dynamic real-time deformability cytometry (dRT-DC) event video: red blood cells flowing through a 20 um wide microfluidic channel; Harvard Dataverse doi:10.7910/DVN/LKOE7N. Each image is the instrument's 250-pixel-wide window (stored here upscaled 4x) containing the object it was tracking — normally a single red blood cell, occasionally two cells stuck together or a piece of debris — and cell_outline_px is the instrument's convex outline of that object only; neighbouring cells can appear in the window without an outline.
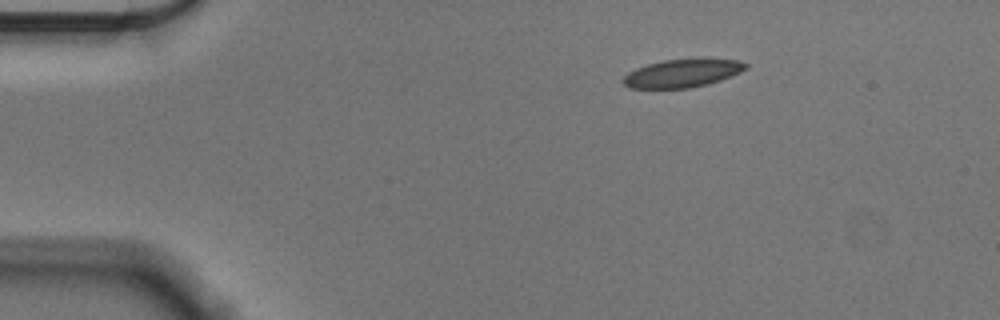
{"species": "Egyptian fruit bat (a non-hibernating species)", "species_latin": "Rousettus aegyptiacus", "temperature_condition": "cold", "stored_images_in_passage": 48, "camera_frame_rate_fps": 3000, "um_per_image_px": 0.085, "animal": {"sex": "male"}, "frame": {"image": 1, "passage_image": 1, "time_ms": 0.0, "image_size_px": [1000, 320], "cell_outline_px": [[748, 68], [740, 72], [720, 80], [708, 84], [688, 88], [628, 88], [620, 80], [628, 72], [636, 68], [648, 64], [664, 60], [700, 56], [736, 60], [748, 64]], "centroid_in_image_um": [58.02, 6.19], "position_along_channel_um": 27.0, "area_um2": 20.69}}
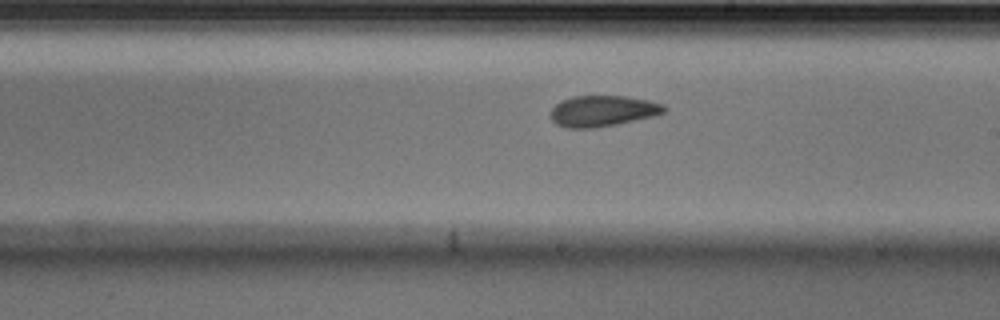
{"frame": {"image": 2, "passage_image": 24, "time_ms": 7.667, "image_size_px": [1000, 320], "cell_outline_px": [[668, 112], [656, 116], [616, 124], [592, 128], [564, 128], [556, 124], [552, 120], [552, 108], [560, 100], [572, 96], [624, 96], [648, 100], [664, 104], [668, 108]], "centroid_in_image_um": [51.27, 9.43], "position_along_channel_um": 237.7, "area_um2": 20.69}}
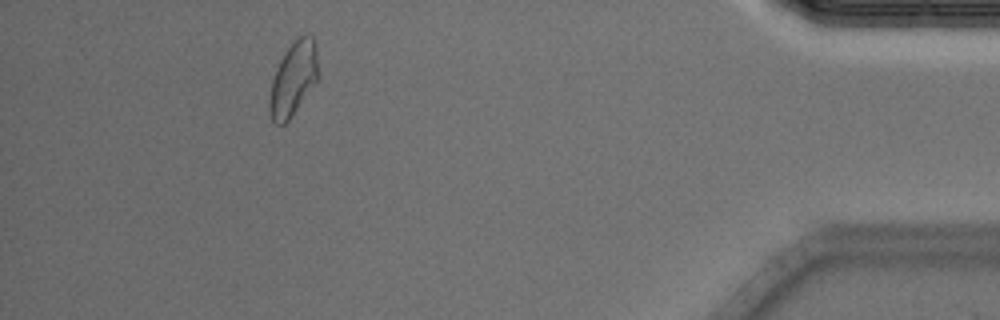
{"frame": {"image": 3, "passage_image": 43, "time_ms": 14.0, "image_size_px": [1000, 320], "cell_outline_px": [[316, 80], [288, 120], [284, 124], [276, 124], [272, 120], [268, 108], [268, 100], [272, 80], [276, 68], [284, 52], [304, 32], [312, 36], [316, 44]], "centroid_in_image_um": [24.88, 6.68], "position_along_channel_um": 410.3, "area_um2": 20.35}, "authors_computed_cell_mechanics": {"area_um2": 20.6924, "velocity_mm_per_s": 3.5745, "shape_relaxation_time_tau1_ms": 5.3235, "shape_relaxation_time_tau2_ms": 1.8663, "deformation_change_tau1": 0.1047, "deformation_change_tau2": 0.0652}}